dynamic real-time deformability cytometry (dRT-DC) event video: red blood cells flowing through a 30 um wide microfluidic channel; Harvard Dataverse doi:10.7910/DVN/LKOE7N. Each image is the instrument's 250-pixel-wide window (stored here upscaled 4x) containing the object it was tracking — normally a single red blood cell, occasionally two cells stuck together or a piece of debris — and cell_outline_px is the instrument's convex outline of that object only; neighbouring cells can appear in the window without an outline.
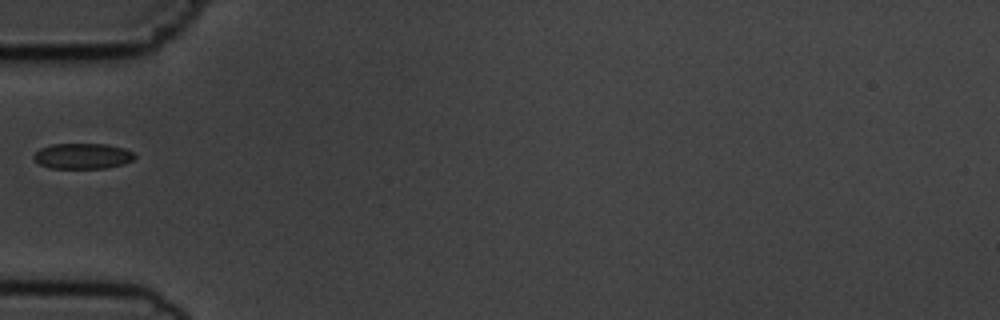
{"species": "common noctule bat (a hibernating species)", "species_latin": "Nyctalus noctula", "temperature_condition": "cold", "stored_images_in_passage": 7, "camera_frame_rate_fps": 3000, "um_per_image_px": 0.085, "animal": {"sex": "male", "body_mass_g": 19.5, "forearm_length_mm": 54.6}, "frame": {"image": 1, "passage_image": 6, "time_ms": 6.667, "image_size_px": [1000, 320], "cell_outline_px": [[136, 156], [132, 160], [124, 164], [108, 168], [48, 168], [40, 164], [32, 156], [40, 148], [52, 144], [108, 144], [124, 148], [136, 152]], "centroid_in_image_um": [7.06, 13.26], "position_along_channel_um": 77.9, "area_um2": 15.2}}
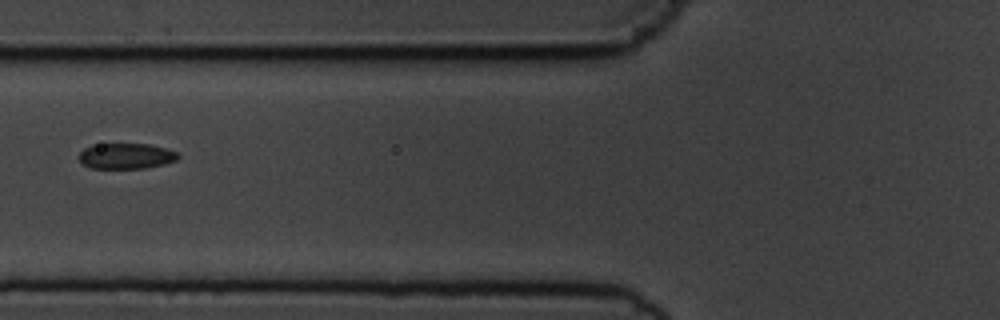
{"frame": {"image": 2, "passage_image": 7, "time_ms": 7.667, "image_size_px": [1000, 320], "cell_outline_px": [[180, 156], [176, 160], [164, 164], [144, 168], [88, 168], [80, 160], [80, 152], [84, 148], [92, 144], [148, 144], [164, 148], [176, 152]], "centroid_in_image_um": [10.7, 13.26], "position_along_channel_um": 115.1, "area_um2": 14.68}}